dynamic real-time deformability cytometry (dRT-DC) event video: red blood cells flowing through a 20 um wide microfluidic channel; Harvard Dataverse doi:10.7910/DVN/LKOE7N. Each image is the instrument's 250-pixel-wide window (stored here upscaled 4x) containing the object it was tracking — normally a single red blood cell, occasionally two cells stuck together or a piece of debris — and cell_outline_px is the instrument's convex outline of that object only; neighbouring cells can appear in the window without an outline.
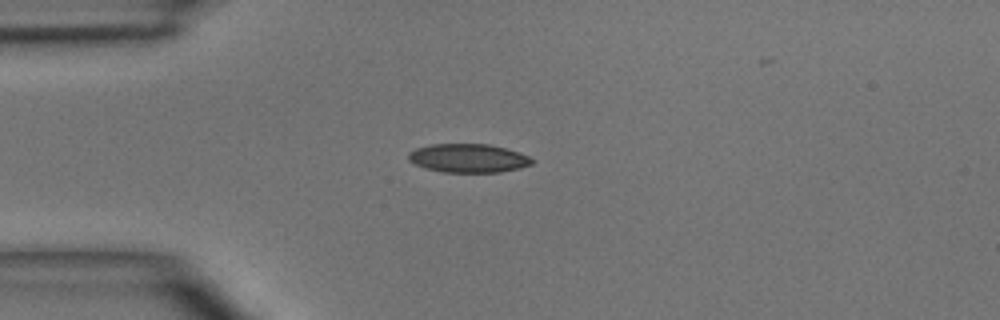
{"species": "common noctule bat (a hibernating species)", "species_latin": "Nyctalus noctula", "temperature_condition": "room temperature", "stored_images_in_passage": 5, "camera_frame_rate_fps": 3000, "um_per_image_px": 0.085, "animal": {"sex": "male", "body_mass_g": 15.6}, "frame": {"image": 1, "passage_image": 3, "time_ms": 2.333, "image_size_px": [1000, 320], "cell_outline_px": [[536, 160], [532, 164], [520, 168], [500, 172], [444, 172], [428, 168], [416, 164], [408, 160], [408, 152], [416, 148], [432, 144], [488, 144], [520, 152]], "centroid_in_image_um": [39.84, 13.44], "position_along_channel_um": 45.2, "area_um2": 20.58}}